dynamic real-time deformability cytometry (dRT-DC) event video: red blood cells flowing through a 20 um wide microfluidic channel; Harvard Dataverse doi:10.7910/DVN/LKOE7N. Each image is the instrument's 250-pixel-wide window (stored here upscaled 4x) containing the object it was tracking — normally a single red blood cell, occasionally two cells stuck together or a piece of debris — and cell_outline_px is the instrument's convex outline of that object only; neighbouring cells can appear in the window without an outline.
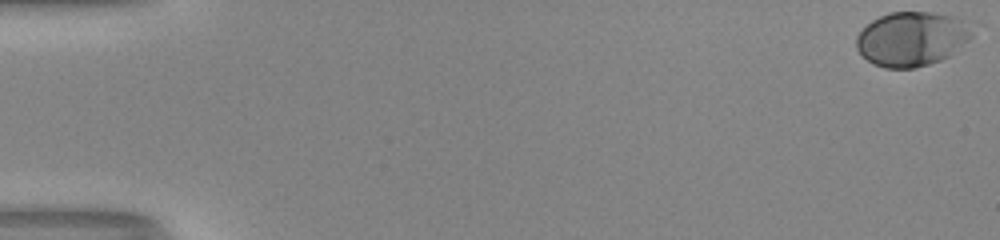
{"species": "human", "species_latin": "Homo sapiens", "temperature_condition": "room temperature", "stored_images_in_passage": 45, "camera_frame_rate_fps": 3000, "um_per_image_px": 0.085, "donor": {"sex": "male"}, "frame": {"image": 1, "passage_image": 1, "time_ms": 0.0, "image_size_px": [1000, 240], "cell_outline_px": [[984, 24], [968, 40], [948, 56], [940, 60], [916, 68], [884, 68], [872, 64], [856, 48], [856, 36], [872, 20], [888, 12], [928, 12], [952, 16]], "centroid_in_image_um": [77.61, 3.27], "position_along_channel_um": 7.4, "area_um2": 37.4}}
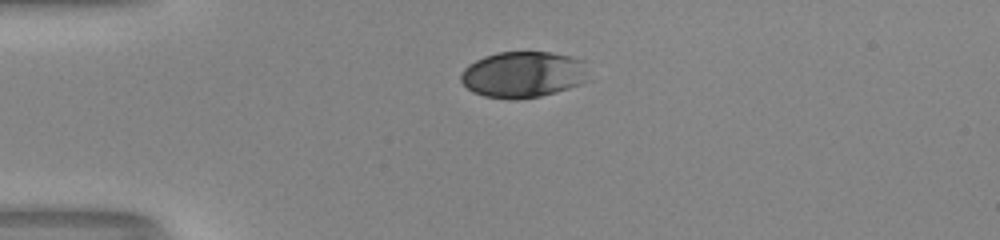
{"frame": {"image": 2, "passage_image": 15, "time_ms": 4.667, "image_size_px": [1000, 240], "cell_outline_px": [[584, 72], [580, 84], [556, 92], [540, 96], [484, 96], [472, 92], [460, 80], [460, 76], [464, 68], [468, 64], [484, 56], [496, 52], [552, 52], [572, 56], [584, 60]], "centroid_in_image_um": [44.42, 6.28], "position_along_channel_um": 40.6, "area_um2": 33.35}}
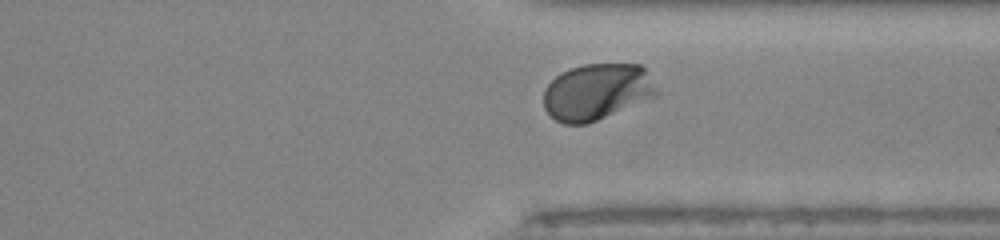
{"frame": {"image": 3, "passage_image": 42, "time_ms": 13.667, "image_size_px": [1000, 240], "cell_outline_px": [[656, 92], [588, 124], [564, 124], [556, 120], [544, 108], [544, 88], [560, 72], [568, 68], [584, 64], [640, 64], [644, 68], [656, 88]], "centroid_in_image_um": [50.6, 7.77], "position_along_channel_um": 360.8, "area_um2": 36.01}, "authors_computed_cell_mechanics": {"area_um2": 36.414, "velocity_mm_per_s": 3.9987, "shape_relaxation_time_tau1_ms": 2.2443, "shape_relaxation_time_tau2_ms": null, "deformation_change_tau1": 0.1527, "deformation_change_tau2": null}}